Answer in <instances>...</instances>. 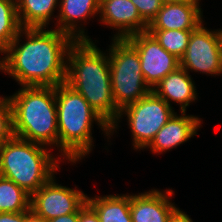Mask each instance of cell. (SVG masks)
<instances>
[{
    "instance_id": "obj_1",
    "label": "cell",
    "mask_w": 222,
    "mask_h": 222,
    "mask_svg": "<svg viewBox=\"0 0 222 222\" xmlns=\"http://www.w3.org/2000/svg\"><path fill=\"white\" fill-rule=\"evenodd\" d=\"M74 42L57 29L22 28L1 53L0 71L12 76L21 87H55L66 81L67 55Z\"/></svg>"
},
{
    "instance_id": "obj_2",
    "label": "cell",
    "mask_w": 222,
    "mask_h": 222,
    "mask_svg": "<svg viewBox=\"0 0 222 222\" xmlns=\"http://www.w3.org/2000/svg\"><path fill=\"white\" fill-rule=\"evenodd\" d=\"M95 42L75 41L67 55L66 83L111 127L119 115L111 89L109 56Z\"/></svg>"
},
{
    "instance_id": "obj_3",
    "label": "cell",
    "mask_w": 222,
    "mask_h": 222,
    "mask_svg": "<svg viewBox=\"0 0 222 222\" xmlns=\"http://www.w3.org/2000/svg\"><path fill=\"white\" fill-rule=\"evenodd\" d=\"M58 150L61 159L76 164L89 155L94 146L93 123L104 131L107 139L111 138V127L89 105L83 96L66 82L55 86ZM95 121V122H94Z\"/></svg>"
},
{
    "instance_id": "obj_4",
    "label": "cell",
    "mask_w": 222,
    "mask_h": 222,
    "mask_svg": "<svg viewBox=\"0 0 222 222\" xmlns=\"http://www.w3.org/2000/svg\"><path fill=\"white\" fill-rule=\"evenodd\" d=\"M14 136L58 149L55 87L22 86L8 96Z\"/></svg>"
},
{
    "instance_id": "obj_5",
    "label": "cell",
    "mask_w": 222,
    "mask_h": 222,
    "mask_svg": "<svg viewBox=\"0 0 222 222\" xmlns=\"http://www.w3.org/2000/svg\"><path fill=\"white\" fill-rule=\"evenodd\" d=\"M49 149L13 136L0 146V176L32 195L59 171L61 159Z\"/></svg>"
},
{
    "instance_id": "obj_6",
    "label": "cell",
    "mask_w": 222,
    "mask_h": 222,
    "mask_svg": "<svg viewBox=\"0 0 222 222\" xmlns=\"http://www.w3.org/2000/svg\"><path fill=\"white\" fill-rule=\"evenodd\" d=\"M109 65L111 89L116 107L121 110L152 90L145 83L137 51L125 39H111Z\"/></svg>"
},
{
    "instance_id": "obj_7",
    "label": "cell",
    "mask_w": 222,
    "mask_h": 222,
    "mask_svg": "<svg viewBox=\"0 0 222 222\" xmlns=\"http://www.w3.org/2000/svg\"><path fill=\"white\" fill-rule=\"evenodd\" d=\"M176 112L162 98L153 91L138 101L125 106L119 111L115 123L111 126V135L118 129L123 116H127V123L132 132L134 150L146 149L156 133L169 121Z\"/></svg>"
},
{
    "instance_id": "obj_8",
    "label": "cell",
    "mask_w": 222,
    "mask_h": 222,
    "mask_svg": "<svg viewBox=\"0 0 222 222\" xmlns=\"http://www.w3.org/2000/svg\"><path fill=\"white\" fill-rule=\"evenodd\" d=\"M180 67L188 73L222 75V29L209 30L202 23L193 30ZM190 71V72H189Z\"/></svg>"
},
{
    "instance_id": "obj_9",
    "label": "cell",
    "mask_w": 222,
    "mask_h": 222,
    "mask_svg": "<svg viewBox=\"0 0 222 222\" xmlns=\"http://www.w3.org/2000/svg\"><path fill=\"white\" fill-rule=\"evenodd\" d=\"M125 40L137 51L144 81L151 90L180 67V60L167 52L148 31L133 34Z\"/></svg>"
},
{
    "instance_id": "obj_10",
    "label": "cell",
    "mask_w": 222,
    "mask_h": 222,
    "mask_svg": "<svg viewBox=\"0 0 222 222\" xmlns=\"http://www.w3.org/2000/svg\"><path fill=\"white\" fill-rule=\"evenodd\" d=\"M55 175L31 195V211L45 221L75 213L87 199L83 191L59 185Z\"/></svg>"
},
{
    "instance_id": "obj_11",
    "label": "cell",
    "mask_w": 222,
    "mask_h": 222,
    "mask_svg": "<svg viewBox=\"0 0 222 222\" xmlns=\"http://www.w3.org/2000/svg\"><path fill=\"white\" fill-rule=\"evenodd\" d=\"M99 17L100 23L117 31L111 39H125L148 28L131 0H100Z\"/></svg>"
},
{
    "instance_id": "obj_12",
    "label": "cell",
    "mask_w": 222,
    "mask_h": 222,
    "mask_svg": "<svg viewBox=\"0 0 222 222\" xmlns=\"http://www.w3.org/2000/svg\"><path fill=\"white\" fill-rule=\"evenodd\" d=\"M174 192L171 189L130 194V212L132 222H169L178 208L170 200Z\"/></svg>"
},
{
    "instance_id": "obj_13",
    "label": "cell",
    "mask_w": 222,
    "mask_h": 222,
    "mask_svg": "<svg viewBox=\"0 0 222 222\" xmlns=\"http://www.w3.org/2000/svg\"><path fill=\"white\" fill-rule=\"evenodd\" d=\"M199 0L162 4L147 30H195L203 21Z\"/></svg>"
},
{
    "instance_id": "obj_14",
    "label": "cell",
    "mask_w": 222,
    "mask_h": 222,
    "mask_svg": "<svg viewBox=\"0 0 222 222\" xmlns=\"http://www.w3.org/2000/svg\"><path fill=\"white\" fill-rule=\"evenodd\" d=\"M58 9L55 29L69 35L75 41H92L80 22L84 21L85 24L91 16L94 18L99 14L100 0H60Z\"/></svg>"
},
{
    "instance_id": "obj_15",
    "label": "cell",
    "mask_w": 222,
    "mask_h": 222,
    "mask_svg": "<svg viewBox=\"0 0 222 222\" xmlns=\"http://www.w3.org/2000/svg\"><path fill=\"white\" fill-rule=\"evenodd\" d=\"M177 112L169 121L156 133L155 138L149 144L152 153H163L170 149L177 148L180 144L187 142L191 137L196 136L201 127V118L194 115H187L186 112Z\"/></svg>"
},
{
    "instance_id": "obj_16",
    "label": "cell",
    "mask_w": 222,
    "mask_h": 222,
    "mask_svg": "<svg viewBox=\"0 0 222 222\" xmlns=\"http://www.w3.org/2000/svg\"><path fill=\"white\" fill-rule=\"evenodd\" d=\"M194 82L184 68L178 67L167 74L152 91L168 105L172 106L173 101L180 105V112H186L190 103L197 100L198 95Z\"/></svg>"
},
{
    "instance_id": "obj_17",
    "label": "cell",
    "mask_w": 222,
    "mask_h": 222,
    "mask_svg": "<svg viewBox=\"0 0 222 222\" xmlns=\"http://www.w3.org/2000/svg\"><path fill=\"white\" fill-rule=\"evenodd\" d=\"M86 203L96 212L100 222H132L130 194L87 196Z\"/></svg>"
},
{
    "instance_id": "obj_18",
    "label": "cell",
    "mask_w": 222,
    "mask_h": 222,
    "mask_svg": "<svg viewBox=\"0 0 222 222\" xmlns=\"http://www.w3.org/2000/svg\"><path fill=\"white\" fill-rule=\"evenodd\" d=\"M60 0H16V10L22 28H46L54 17Z\"/></svg>"
},
{
    "instance_id": "obj_19",
    "label": "cell",
    "mask_w": 222,
    "mask_h": 222,
    "mask_svg": "<svg viewBox=\"0 0 222 222\" xmlns=\"http://www.w3.org/2000/svg\"><path fill=\"white\" fill-rule=\"evenodd\" d=\"M31 195L12 180L0 176V212L31 211Z\"/></svg>"
},
{
    "instance_id": "obj_20",
    "label": "cell",
    "mask_w": 222,
    "mask_h": 222,
    "mask_svg": "<svg viewBox=\"0 0 222 222\" xmlns=\"http://www.w3.org/2000/svg\"><path fill=\"white\" fill-rule=\"evenodd\" d=\"M21 29L16 0H0V53L10 45Z\"/></svg>"
},
{
    "instance_id": "obj_21",
    "label": "cell",
    "mask_w": 222,
    "mask_h": 222,
    "mask_svg": "<svg viewBox=\"0 0 222 222\" xmlns=\"http://www.w3.org/2000/svg\"><path fill=\"white\" fill-rule=\"evenodd\" d=\"M158 43L179 60L186 52L193 30H147Z\"/></svg>"
},
{
    "instance_id": "obj_22",
    "label": "cell",
    "mask_w": 222,
    "mask_h": 222,
    "mask_svg": "<svg viewBox=\"0 0 222 222\" xmlns=\"http://www.w3.org/2000/svg\"><path fill=\"white\" fill-rule=\"evenodd\" d=\"M13 136L12 109L7 96H0V146Z\"/></svg>"
},
{
    "instance_id": "obj_23",
    "label": "cell",
    "mask_w": 222,
    "mask_h": 222,
    "mask_svg": "<svg viewBox=\"0 0 222 222\" xmlns=\"http://www.w3.org/2000/svg\"><path fill=\"white\" fill-rule=\"evenodd\" d=\"M137 7L141 19L149 25L162 7L160 0H131Z\"/></svg>"
},
{
    "instance_id": "obj_24",
    "label": "cell",
    "mask_w": 222,
    "mask_h": 222,
    "mask_svg": "<svg viewBox=\"0 0 222 222\" xmlns=\"http://www.w3.org/2000/svg\"><path fill=\"white\" fill-rule=\"evenodd\" d=\"M79 222H100L96 212L86 202L79 208Z\"/></svg>"
},
{
    "instance_id": "obj_25",
    "label": "cell",
    "mask_w": 222,
    "mask_h": 222,
    "mask_svg": "<svg viewBox=\"0 0 222 222\" xmlns=\"http://www.w3.org/2000/svg\"><path fill=\"white\" fill-rule=\"evenodd\" d=\"M31 211H23L18 213L0 212V222H24L25 217Z\"/></svg>"
},
{
    "instance_id": "obj_26",
    "label": "cell",
    "mask_w": 222,
    "mask_h": 222,
    "mask_svg": "<svg viewBox=\"0 0 222 222\" xmlns=\"http://www.w3.org/2000/svg\"><path fill=\"white\" fill-rule=\"evenodd\" d=\"M46 222H79V209L75 213L55 217Z\"/></svg>"
},
{
    "instance_id": "obj_27",
    "label": "cell",
    "mask_w": 222,
    "mask_h": 222,
    "mask_svg": "<svg viewBox=\"0 0 222 222\" xmlns=\"http://www.w3.org/2000/svg\"><path fill=\"white\" fill-rule=\"evenodd\" d=\"M169 222H193V220L185 212L177 208L171 215Z\"/></svg>"
},
{
    "instance_id": "obj_28",
    "label": "cell",
    "mask_w": 222,
    "mask_h": 222,
    "mask_svg": "<svg viewBox=\"0 0 222 222\" xmlns=\"http://www.w3.org/2000/svg\"><path fill=\"white\" fill-rule=\"evenodd\" d=\"M24 222H46L41 217L36 216L32 211L25 217Z\"/></svg>"
},
{
    "instance_id": "obj_29",
    "label": "cell",
    "mask_w": 222,
    "mask_h": 222,
    "mask_svg": "<svg viewBox=\"0 0 222 222\" xmlns=\"http://www.w3.org/2000/svg\"><path fill=\"white\" fill-rule=\"evenodd\" d=\"M162 4H169V3H179V2H185L187 0H160Z\"/></svg>"
}]
</instances>
